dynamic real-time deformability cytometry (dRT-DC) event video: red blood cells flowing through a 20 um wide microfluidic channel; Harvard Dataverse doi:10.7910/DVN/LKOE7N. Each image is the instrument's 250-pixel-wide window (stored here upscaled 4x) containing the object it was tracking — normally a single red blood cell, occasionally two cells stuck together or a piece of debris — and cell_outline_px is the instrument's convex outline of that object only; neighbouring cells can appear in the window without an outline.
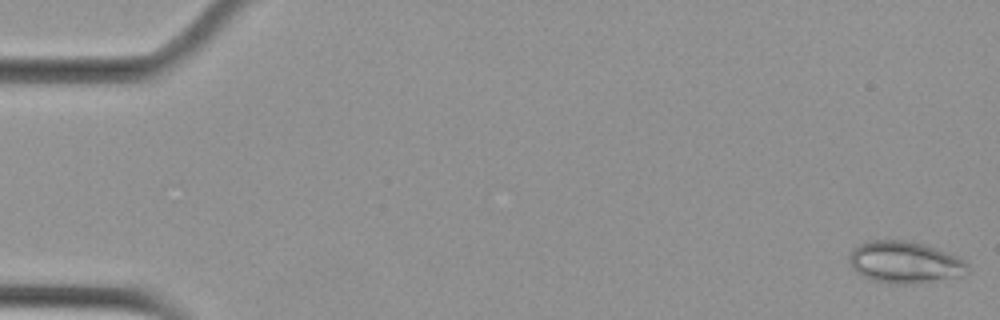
{"species": "Egyptian fruit bat (a non-hibernating species)", "species_latin": "Rousettus aegyptiacus", "temperature_condition": "cold", "stored_images_in_passage": 55, "camera_frame_rate_fps": 3000, "um_per_image_px": 0.085, "animal": {"sex": "female"}, "frame": {"image": 1, "passage_image": 1, "time_ms": 0.0, "image_size_px": [1000, 320], "cell_outline_px": [[968, 272], [960, 276], [904, 284], [892, 284], [876, 280], [864, 276], [856, 272], [848, 260], [848, 256], [860, 244], [872, 240], [908, 240], [924, 244], [956, 256], [964, 260], [968, 264]], "centroid_in_image_um": [76.9, 22.28], "position_along_channel_um": 8.1, "area_um2": 28.32}}
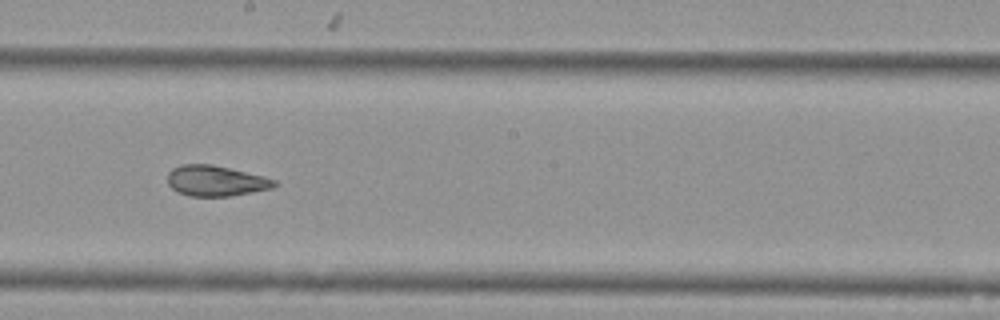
{"frame": {"image": 2, "passage_image": 31, "time_ms": 10.0, "image_size_px": [1000, 320], "cell_outline_px": [[276, 184], [272, 188], [252, 192], [228, 196], [188, 196], [172, 188], [168, 184], [168, 172], [172, 168], [180, 164], [212, 164], [264, 176], [276, 180]], "centroid_in_image_um": [18.32, 15.36], "position_along_channel_um": 229.9, "area_um2": 18.96}}
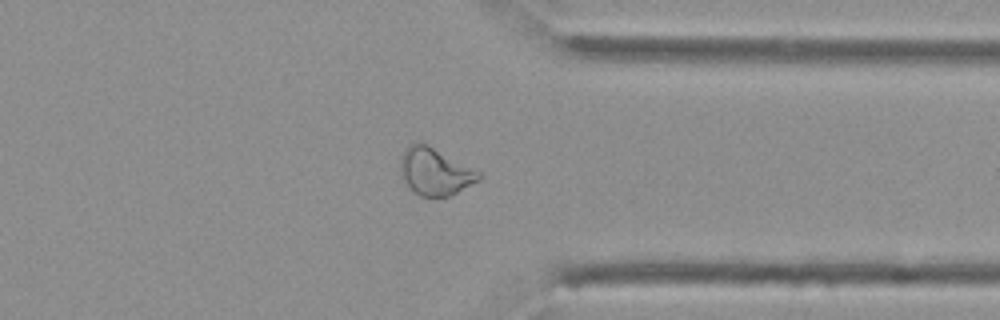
{"frame": {"image": 3, "passage_image": 43, "time_ms": 14.0, "image_size_px": [1000, 320], "cell_outline_px": [[484, 176], [480, 180], [448, 196], [420, 196], [408, 184], [400, 172], [400, 156], [408, 144], [428, 144], [480, 172]], "centroid_in_image_um": [36.99, 14.57], "position_along_channel_um": 374.4, "area_um2": 21.15}, "authors_computed_cell_mechanics": {"area_um2": 23.6402, "velocity_mm_per_s": 3.6866, "shape_relaxation_time_tau1_ms": null, "shape_relaxation_time_tau2_ms": 2.6226, "deformation_change_tau1": null, "deformation_change_tau2": 0.0894}}